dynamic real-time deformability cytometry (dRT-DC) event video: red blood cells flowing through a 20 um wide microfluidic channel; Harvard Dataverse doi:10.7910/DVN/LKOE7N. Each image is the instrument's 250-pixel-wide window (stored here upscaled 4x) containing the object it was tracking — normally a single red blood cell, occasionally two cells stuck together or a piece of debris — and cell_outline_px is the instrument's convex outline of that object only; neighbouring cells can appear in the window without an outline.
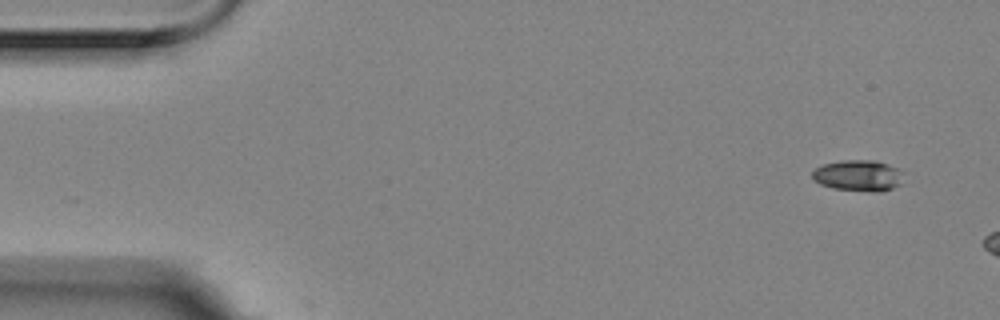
{"species": "Egyptian fruit bat (a non-hibernating species)", "species_latin": "Rousettus aegyptiacus", "temperature_condition": "room temperature", "stored_images_in_passage": 2, "camera_frame_rate_fps": 3000, "um_per_image_px": 0.085, "animal": {"sex": "female"}, "frame": {"image": 1, "passage_image": 1, "time_ms": 0.0, "image_size_px": [1000, 320], "cell_outline_px": [[904, 172], [900, 184], [892, 188], [880, 192], [872, 192], [832, 188], [820, 184], [812, 180], [812, 172], [816, 168], [824, 164], [844, 160], [876, 160], [900, 168]], "centroid_in_image_um": [72.98, 14.92], "position_along_channel_um": 12.0, "area_um2": 16.76}}